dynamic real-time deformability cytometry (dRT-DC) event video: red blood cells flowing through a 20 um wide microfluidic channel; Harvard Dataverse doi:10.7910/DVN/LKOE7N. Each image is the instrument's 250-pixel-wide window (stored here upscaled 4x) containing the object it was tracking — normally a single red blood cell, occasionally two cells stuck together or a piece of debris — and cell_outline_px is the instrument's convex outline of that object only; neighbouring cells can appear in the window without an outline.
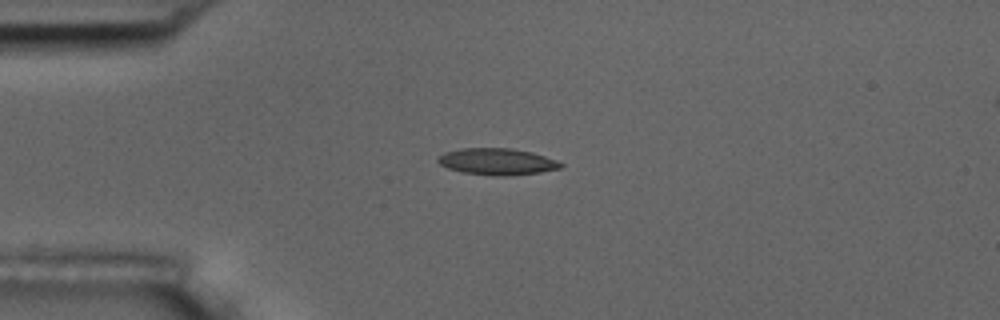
{"species": "common noctule bat (a hibernating species)", "species_latin": "Nyctalus noctula", "temperature_condition": "room temperature", "stored_images_in_passage": 42, "camera_frame_rate_fps": 3000, "um_per_image_px": 0.085, "animal": {"sex": "male", "body_mass_g": 17.5, "forearm_length_mm": 52.3}, "frame": {"image": 1, "passage_image": 1, "time_ms": 0.0, "image_size_px": [1000, 320], "cell_outline_px": [[564, 164], [560, 168], [540, 172], [512, 176], [496, 176], [460, 172], [448, 168], [440, 164], [436, 160], [444, 152], [460, 148], [512, 148], [532, 152], [556, 160]], "centroid_in_image_um": [42.24, 13.74], "position_along_channel_um": 42.8, "area_um2": 19.13}}
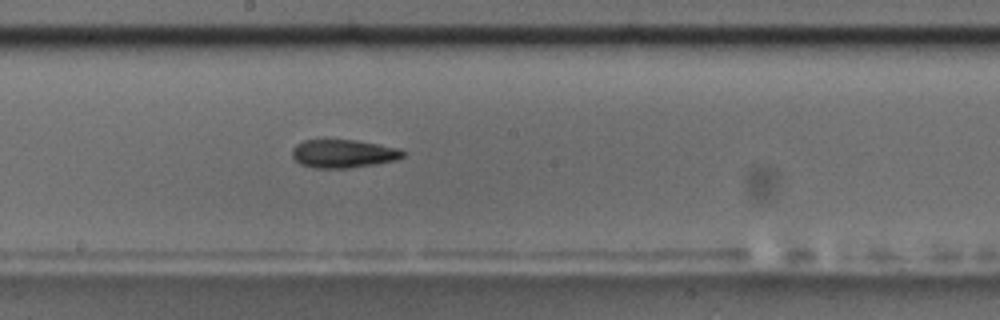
{"frame": {"image": 2, "passage_image": 17, "time_ms": 5.333, "image_size_px": [1000, 320], "cell_outline_px": [[404, 156], [396, 160], [376, 164], [348, 168], [316, 168], [300, 164], [292, 156], [292, 148], [296, 144], [304, 140], [356, 140], [396, 148], [404, 152]], "centroid_in_image_um": [29.14, 13.06], "position_along_channel_um": 219.1, "area_um2": 18.09}}
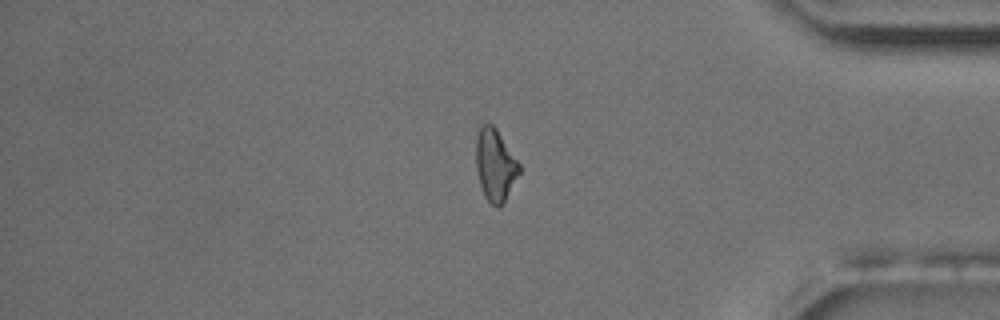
{"frame": {"image": 3, "passage_image": 33, "time_ms": 10.667, "image_size_px": [1000, 320], "cell_outline_px": [[520, 172], [504, 204], [500, 208], [492, 204], [484, 196], [480, 184], [476, 168], [476, 136], [480, 124], [492, 124], [496, 128], [520, 164]], "centroid_in_image_um": [42.09, 14.03], "position_along_channel_um": 393.1, "area_um2": 18.26}, "authors_computed_cell_mechanics": {"area_um2": 18.3515, "velocity_mm_per_s": 3.7305, "shape_relaxation_time_tau1_ms": 4.0562, "shape_relaxation_time_tau2_ms": 5.0974, "deformation_change_tau1": 0.1371, "deformation_change_tau2": 0.1082}}